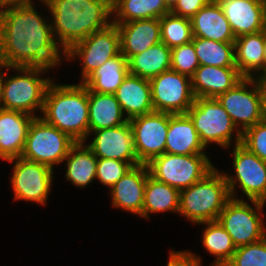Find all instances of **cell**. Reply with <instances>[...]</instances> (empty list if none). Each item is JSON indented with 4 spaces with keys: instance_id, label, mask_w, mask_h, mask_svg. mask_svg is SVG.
Returning a JSON list of instances; mask_svg holds the SVG:
<instances>
[{
    "instance_id": "cell-1",
    "label": "cell",
    "mask_w": 266,
    "mask_h": 266,
    "mask_svg": "<svg viewBox=\"0 0 266 266\" xmlns=\"http://www.w3.org/2000/svg\"><path fill=\"white\" fill-rule=\"evenodd\" d=\"M33 3L0 10V62L52 70L65 53L53 37L50 18L44 19Z\"/></svg>"
},
{
    "instance_id": "cell-2",
    "label": "cell",
    "mask_w": 266,
    "mask_h": 266,
    "mask_svg": "<svg viewBox=\"0 0 266 266\" xmlns=\"http://www.w3.org/2000/svg\"><path fill=\"white\" fill-rule=\"evenodd\" d=\"M39 1L49 9L53 37L64 53L112 23V0Z\"/></svg>"
},
{
    "instance_id": "cell-3",
    "label": "cell",
    "mask_w": 266,
    "mask_h": 266,
    "mask_svg": "<svg viewBox=\"0 0 266 266\" xmlns=\"http://www.w3.org/2000/svg\"><path fill=\"white\" fill-rule=\"evenodd\" d=\"M40 116L76 142L89 138L88 88L83 83L49 84Z\"/></svg>"
},
{
    "instance_id": "cell-4",
    "label": "cell",
    "mask_w": 266,
    "mask_h": 266,
    "mask_svg": "<svg viewBox=\"0 0 266 266\" xmlns=\"http://www.w3.org/2000/svg\"><path fill=\"white\" fill-rule=\"evenodd\" d=\"M230 198L224 173L214 168L202 180L180 191L178 214L196 225L217 221Z\"/></svg>"
},
{
    "instance_id": "cell-5",
    "label": "cell",
    "mask_w": 266,
    "mask_h": 266,
    "mask_svg": "<svg viewBox=\"0 0 266 266\" xmlns=\"http://www.w3.org/2000/svg\"><path fill=\"white\" fill-rule=\"evenodd\" d=\"M17 75L6 72L2 92V108L36 116L42 113L46 90L53 79L42 78L49 69L43 67H11Z\"/></svg>"
},
{
    "instance_id": "cell-6",
    "label": "cell",
    "mask_w": 266,
    "mask_h": 266,
    "mask_svg": "<svg viewBox=\"0 0 266 266\" xmlns=\"http://www.w3.org/2000/svg\"><path fill=\"white\" fill-rule=\"evenodd\" d=\"M187 114L205 147L214 143L227 150L241 144L242 132L216 98H195Z\"/></svg>"
},
{
    "instance_id": "cell-7",
    "label": "cell",
    "mask_w": 266,
    "mask_h": 266,
    "mask_svg": "<svg viewBox=\"0 0 266 266\" xmlns=\"http://www.w3.org/2000/svg\"><path fill=\"white\" fill-rule=\"evenodd\" d=\"M146 165L150 176L179 191L202 180L215 168L207 154L164 153Z\"/></svg>"
},
{
    "instance_id": "cell-8",
    "label": "cell",
    "mask_w": 266,
    "mask_h": 266,
    "mask_svg": "<svg viewBox=\"0 0 266 266\" xmlns=\"http://www.w3.org/2000/svg\"><path fill=\"white\" fill-rule=\"evenodd\" d=\"M241 197L243 196L239 199L230 198L217 219L232 237L236 248L258 242L266 237L262 211L265 203L250 200L251 206L247 202L248 199L243 200Z\"/></svg>"
},
{
    "instance_id": "cell-9",
    "label": "cell",
    "mask_w": 266,
    "mask_h": 266,
    "mask_svg": "<svg viewBox=\"0 0 266 266\" xmlns=\"http://www.w3.org/2000/svg\"><path fill=\"white\" fill-rule=\"evenodd\" d=\"M75 143L67 133L46 123L41 117H35L29 126L21 157L54 169V165L63 163Z\"/></svg>"
},
{
    "instance_id": "cell-10",
    "label": "cell",
    "mask_w": 266,
    "mask_h": 266,
    "mask_svg": "<svg viewBox=\"0 0 266 266\" xmlns=\"http://www.w3.org/2000/svg\"><path fill=\"white\" fill-rule=\"evenodd\" d=\"M233 176L224 172L231 198L239 199L236 186L249 201L266 203V162L248 151L241 144L233 146Z\"/></svg>"
},
{
    "instance_id": "cell-11",
    "label": "cell",
    "mask_w": 266,
    "mask_h": 266,
    "mask_svg": "<svg viewBox=\"0 0 266 266\" xmlns=\"http://www.w3.org/2000/svg\"><path fill=\"white\" fill-rule=\"evenodd\" d=\"M216 99L241 132L264 120L263 94L257 78L244 77Z\"/></svg>"
},
{
    "instance_id": "cell-12",
    "label": "cell",
    "mask_w": 266,
    "mask_h": 266,
    "mask_svg": "<svg viewBox=\"0 0 266 266\" xmlns=\"http://www.w3.org/2000/svg\"><path fill=\"white\" fill-rule=\"evenodd\" d=\"M120 53V33L116 24L111 23L74 44L65 52V59L69 62L80 59L82 70L79 82L83 83L94 70Z\"/></svg>"
},
{
    "instance_id": "cell-13",
    "label": "cell",
    "mask_w": 266,
    "mask_h": 266,
    "mask_svg": "<svg viewBox=\"0 0 266 266\" xmlns=\"http://www.w3.org/2000/svg\"><path fill=\"white\" fill-rule=\"evenodd\" d=\"M6 161L14 163L10 178L14 201L25 200L39 203L42 206L47 205L54 180V170L45 164L29 161L22 157Z\"/></svg>"
},
{
    "instance_id": "cell-14",
    "label": "cell",
    "mask_w": 266,
    "mask_h": 266,
    "mask_svg": "<svg viewBox=\"0 0 266 266\" xmlns=\"http://www.w3.org/2000/svg\"><path fill=\"white\" fill-rule=\"evenodd\" d=\"M154 111L184 114L195 101L191 78L172 69L150 79Z\"/></svg>"
},
{
    "instance_id": "cell-15",
    "label": "cell",
    "mask_w": 266,
    "mask_h": 266,
    "mask_svg": "<svg viewBox=\"0 0 266 266\" xmlns=\"http://www.w3.org/2000/svg\"><path fill=\"white\" fill-rule=\"evenodd\" d=\"M133 132L134 148L140 164L165 153L169 113L153 111L129 120Z\"/></svg>"
},
{
    "instance_id": "cell-16",
    "label": "cell",
    "mask_w": 266,
    "mask_h": 266,
    "mask_svg": "<svg viewBox=\"0 0 266 266\" xmlns=\"http://www.w3.org/2000/svg\"><path fill=\"white\" fill-rule=\"evenodd\" d=\"M90 135H93L94 138L87 146L97 158L139 163L129 122L120 126L91 131Z\"/></svg>"
},
{
    "instance_id": "cell-17",
    "label": "cell",
    "mask_w": 266,
    "mask_h": 266,
    "mask_svg": "<svg viewBox=\"0 0 266 266\" xmlns=\"http://www.w3.org/2000/svg\"><path fill=\"white\" fill-rule=\"evenodd\" d=\"M148 175L146 164L133 166L109 189L112 206L142 217L144 189Z\"/></svg>"
},
{
    "instance_id": "cell-18",
    "label": "cell",
    "mask_w": 266,
    "mask_h": 266,
    "mask_svg": "<svg viewBox=\"0 0 266 266\" xmlns=\"http://www.w3.org/2000/svg\"><path fill=\"white\" fill-rule=\"evenodd\" d=\"M114 24L120 33L121 53L127 60L161 42L160 19H142Z\"/></svg>"
},
{
    "instance_id": "cell-19",
    "label": "cell",
    "mask_w": 266,
    "mask_h": 266,
    "mask_svg": "<svg viewBox=\"0 0 266 266\" xmlns=\"http://www.w3.org/2000/svg\"><path fill=\"white\" fill-rule=\"evenodd\" d=\"M34 118L23 112L0 108V159L21 157Z\"/></svg>"
},
{
    "instance_id": "cell-20",
    "label": "cell",
    "mask_w": 266,
    "mask_h": 266,
    "mask_svg": "<svg viewBox=\"0 0 266 266\" xmlns=\"http://www.w3.org/2000/svg\"><path fill=\"white\" fill-rule=\"evenodd\" d=\"M243 78L237 67L200 65L191 77L192 90L195 98H217Z\"/></svg>"
},
{
    "instance_id": "cell-21",
    "label": "cell",
    "mask_w": 266,
    "mask_h": 266,
    "mask_svg": "<svg viewBox=\"0 0 266 266\" xmlns=\"http://www.w3.org/2000/svg\"><path fill=\"white\" fill-rule=\"evenodd\" d=\"M238 38L264 29L263 5L250 0H216Z\"/></svg>"
},
{
    "instance_id": "cell-22",
    "label": "cell",
    "mask_w": 266,
    "mask_h": 266,
    "mask_svg": "<svg viewBox=\"0 0 266 266\" xmlns=\"http://www.w3.org/2000/svg\"><path fill=\"white\" fill-rule=\"evenodd\" d=\"M206 147L187 113L170 114L165 153L179 155L206 154Z\"/></svg>"
},
{
    "instance_id": "cell-23",
    "label": "cell",
    "mask_w": 266,
    "mask_h": 266,
    "mask_svg": "<svg viewBox=\"0 0 266 266\" xmlns=\"http://www.w3.org/2000/svg\"><path fill=\"white\" fill-rule=\"evenodd\" d=\"M265 30L235 39V66L243 77L258 78L265 75Z\"/></svg>"
},
{
    "instance_id": "cell-24",
    "label": "cell",
    "mask_w": 266,
    "mask_h": 266,
    "mask_svg": "<svg viewBox=\"0 0 266 266\" xmlns=\"http://www.w3.org/2000/svg\"><path fill=\"white\" fill-rule=\"evenodd\" d=\"M114 95L128 120L154 111L149 79L128 73Z\"/></svg>"
},
{
    "instance_id": "cell-25",
    "label": "cell",
    "mask_w": 266,
    "mask_h": 266,
    "mask_svg": "<svg viewBox=\"0 0 266 266\" xmlns=\"http://www.w3.org/2000/svg\"><path fill=\"white\" fill-rule=\"evenodd\" d=\"M193 37L216 42H235V35L219 3L211 0L191 19Z\"/></svg>"
},
{
    "instance_id": "cell-26",
    "label": "cell",
    "mask_w": 266,
    "mask_h": 266,
    "mask_svg": "<svg viewBox=\"0 0 266 266\" xmlns=\"http://www.w3.org/2000/svg\"><path fill=\"white\" fill-rule=\"evenodd\" d=\"M89 133L129 122L114 94L88 89Z\"/></svg>"
},
{
    "instance_id": "cell-27",
    "label": "cell",
    "mask_w": 266,
    "mask_h": 266,
    "mask_svg": "<svg viewBox=\"0 0 266 266\" xmlns=\"http://www.w3.org/2000/svg\"><path fill=\"white\" fill-rule=\"evenodd\" d=\"M64 161L66 163L65 179L72 185L86 188L96 180L97 157L85 142H76Z\"/></svg>"
},
{
    "instance_id": "cell-28",
    "label": "cell",
    "mask_w": 266,
    "mask_h": 266,
    "mask_svg": "<svg viewBox=\"0 0 266 266\" xmlns=\"http://www.w3.org/2000/svg\"><path fill=\"white\" fill-rule=\"evenodd\" d=\"M170 13L167 0H112V23L160 19Z\"/></svg>"
},
{
    "instance_id": "cell-29",
    "label": "cell",
    "mask_w": 266,
    "mask_h": 266,
    "mask_svg": "<svg viewBox=\"0 0 266 266\" xmlns=\"http://www.w3.org/2000/svg\"><path fill=\"white\" fill-rule=\"evenodd\" d=\"M128 73V60L120 53L94 70L83 84L93 92L115 94Z\"/></svg>"
},
{
    "instance_id": "cell-30",
    "label": "cell",
    "mask_w": 266,
    "mask_h": 266,
    "mask_svg": "<svg viewBox=\"0 0 266 266\" xmlns=\"http://www.w3.org/2000/svg\"><path fill=\"white\" fill-rule=\"evenodd\" d=\"M180 191L148 175L144 189L142 218L162 212L179 213Z\"/></svg>"
},
{
    "instance_id": "cell-31",
    "label": "cell",
    "mask_w": 266,
    "mask_h": 266,
    "mask_svg": "<svg viewBox=\"0 0 266 266\" xmlns=\"http://www.w3.org/2000/svg\"><path fill=\"white\" fill-rule=\"evenodd\" d=\"M129 74L151 79L171 69V49L165 43H158L128 60Z\"/></svg>"
},
{
    "instance_id": "cell-32",
    "label": "cell",
    "mask_w": 266,
    "mask_h": 266,
    "mask_svg": "<svg viewBox=\"0 0 266 266\" xmlns=\"http://www.w3.org/2000/svg\"><path fill=\"white\" fill-rule=\"evenodd\" d=\"M200 224L206 225L202 231V245L210 255L215 257L209 266H225L236 250L232 237L218 221L198 223Z\"/></svg>"
},
{
    "instance_id": "cell-33",
    "label": "cell",
    "mask_w": 266,
    "mask_h": 266,
    "mask_svg": "<svg viewBox=\"0 0 266 266\" xmlns=\"http://www.w3.org/2000/svg\"><path fill=\"white\" fill-rule=\"evenodd\" d=\"M192 42L200 65L236 67L234 42H216L201 37H193Z\"/></svg>"
},
{
    "instance_id": "cell-34",
    "label": "cell",
    "mask_w": 266,
    "mask_h": 266,
    "mask_svg": "<svg viewBox=\"0 0 266 266\" xmlns=\"http://www.w3.org/2000/svg\"><path fill=\"white\" fill-rule=\"evenodd\" d=\"M161 42L170 49L189 43L193 39L191 21L171 12L160 18Z\"/></svg>"
},
{
    "instance_id": "cell-35",
    "label": "cell",
    "mask_w": 266,
    "mask_h": 266,
    "mask_svg": "<svg viewBox=\"0 0 266 266\" xmlns=\"http://www.w3.org/2000/svg\"><path fill=\"white\" fill-rule=\"evenodd\" d=\"M225 266H266V237L258 242L237 247Z\"/></svg>"
},
{
    "instance_id": "cell-36",
    "label": "cell",
    "mask_w": 266,
    "mask_h": 266,
    "mask_svg": "<svg viewBox=\"0 0 266 266\" xmlns=\"http://www.w3.org/2000/svg\"><path fill=\"white\" fill-rule=\"evenodd\" d=\"M140 163H128L108 158H97L96 179L109 187L118 182L133 166Z\"/></svg>"
},
{
    "instance_id": "cell-37",
    "label": "cell",
    "mask_w": 266,
    "mask_h": 266,
    "mask_svg": "<svg viewBox=\"0 0 266 266\" xmlns=\"http://www.w3.org/2000/svg\"><path fill=\"white\" fill-rule=\"evenodd\" d=\"M200 66L193 42L183 44L171 49V69L192 77Z\"/></svg>"
},
{
    "instance_id": "cell-38",
    "label": "cell",
    "mask_w": 266,
    "mask_h": 266,
    "mask_svg": "<svg viewBox=\"0 0 266 266\" xmlns=\"http://www.w3.org/2000/svg\"><path fill=\"white\" fill-rule=\"evenodd\" d=\"M241 145L266 162V120L242 132Z\"/></svg>"
},
{
    "instance_id": "cell-39",
    "label": "cell",
    "mask_w": 266,
    "mask_h": 266,
    "mask_svg": "<svg viewBox=\"0 0 266 266\" xmlns=\"http://www.w3.org/2000/svg\"><path fill=\"white\" fill-rule=\"evenodd\" d=\"M211 0H174L170 12L174 15L191 19L202 7Z\"/></svg>"
},
{
    "instance_id": "cell-40",
    "label": "cell",
    "mask_w": 266,
    "mask_h": 266,
    "mask_svg": "<svg viewBox=\"0 0 266 266\" xmlns=\"http://www.w3.org/2000/svg\"><path fill=\"white\" fill-rule=\"evenodd\" d=\"M167 266H202V259L191 251L170 250Z\"/></svg>"
},
{
    "instance_id": "cell-41",
    "label": "cell",
    "mask_w": 266,
    "mask_h": 266,
    "mask_svg": "<svg viewBox=\"0 0 266 266\" xmlns=\"http://www.w3.org/2000/svg\"><path fill=\"white\" fill-rule=\"evenodd\" d=\"M32 2L33 0H0V10L6 7L25 5Z\"/></svg>"
},
{
    "instance_id": "cell-42",
    "label": "cell",
    "mask_w": 266,
    "mask_h": 266,
    "mask_svg": "<svg viewBox=\"0 0 266 266\" xmlns=\"http://www.w3.org/2000/svg\"><path fill=\"white\" fill-rule=\"evenodd\" d=\"M6 69L8 72L11 69V67L5 65L3 62H0V108H2V92H3V84H4V80L6 77V72H3L4 70L2 69Z\"/></svg>"
},
{
    "instance_id": "cell-43",
    "label": "cell",
    "mask_w": 266,
    "mask_h": 266,
    "mask_svg": "<svg viewBox=\"0 0 266 266\" xmlns=\"http://www.w3.org/2000/svg\"><path fill=\"white\" fill-rule=\"evenodd\" d=\"M263 94V114L266 120V75L257 78Z\"/></svg>"
},
{
    "instance_id": "cell-44",
    "label": "cell",
    "mask_w": 266,
    "mask_h": 266,
    "mask_svg": "<svg viewBox=\"0 0 266 266\" xmlns=\"http://www.w3.org/2000/svg\"><path fill=\"white\" fill-rule=\"evenodd\" d=\"M263 5V24L264 29L266 30V0L262 3Z\"/></svg>"
},
{
    "instance_id": "cell-45",
    "label": "cell",
    "mask_w": 266,
    "mask_h": 266,
    "mask_svg": "<svg viewBox=\"0 0 266 266\" xmlns=\"http://www.w3.org/2000/svg\"><path fill=\"white\" fill-rule=\"evenodd\" d=\"M264 57H265V75H266V30H265V46H264Z\"/></svg>"
},
{
    "instance_id": "cell-46",
    "label": "cell",
    "mask_w": 266,
    "mask_h": 266,
    "mask_svg": "<svg viewBox=\"0 0 266 266\" xmlns=\"http://www.w3.org/2000/svg\"><path fill=\"white\" fill-rule=\"evenodd\" d=\"M250 1H253V2H258V3H263L265 0H250Z\"/></svg>"
},
{
    "instance_id": "cell-47",
    "label": "cell",
    "mask_w": 266,
    "mask_h": 266,
    "mask_svg": "<svg viewBox=\"0 0 266 266\" xmlns=\"http://www.w3.org/2000/svg\"><path fill=\"white\" fill-rule=\"evenodd\" d=\"M174 0H167V2L171 5Z\"/></svg>"
}]
</instances>
